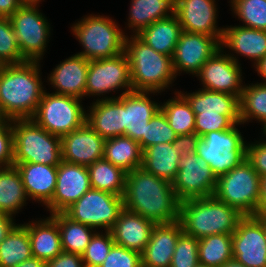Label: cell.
<instances>
[{"instance_id":"obj_27","label":"cell","mask_w":266,"mask_h":267,"mask_svg":"<svg viewBox=\"0 0 266 267\" xmlns=\"http://www.w3.org/2000/svg\"><path fill=\"white\" fill-rule=\"evenodd\" d=\"M23 225L28 230L34 257L47 262L63 252L58 223L51 215Z\"/></svg>"},{"instance_id":"obj_16","label":"cell","mask_w":266,"mask_h":267,"mask_svg":"<svg viewBox=\"0 0 266 267\" xmlns=\"http://www.w3.org/2000/svg\"><path fill=\"white\" fill-rule=\"evenodd\" d=\"M233 258L246 267H266V233L256 216H244L232 234Z\"/></svg>"},{"instance_id":"obj_28","label":"cell","mask_w":266,"mask_h":267,"mask_svg":"<svg viewBox=\"0 0 266 267\" xmlns=\"http://www.w3.org/2000/svg\"><path fill=\"white\" fill-rule=\"evenodd\" d=\"M180 93L190 103L195 116L240 115V98L236 95L202 88L192 93Z\"/></svg>"},{"instance_id":"obj_15","label":"cell","mask_w":266,"mask_h":267,"mask_svg":"<svg viewBox=\"0 0 266 267\" xmlns=\"http://www.w3.org/2000/svg\"><path fill=\"white\" fill-rule=\"evenodd\" d=\"M222 38L182 31L172 57L176 76L182 71L196 76L203 64L221 49Z\"/></svg>"},{"instance_id":"obj_32","label":"cell","mask_w":266,"mask_h":267,"mask_svg":"<svg viewBox=\"0 0 266 267\" xmlns=\"http://www.w3.org/2000/svg\"><path fill=\"white\" fill-rule=\"evenodd\" d=\"M27 200L29 199L17 168L14 165L0 167V213L13 217L26 206Z\"/></svg>"},{"instance_id":"obj_18","label":"cell","mask_w":266,"mask_h":267,"mask_svg":"<svg viewBox=\"0 0 266 267\" xmlns=\"http://www.w3.org/2000/svg\"><path fill=\"white\" fill-rule=\"evenodd\" d=\"M218 8L215 0H176L175 15L183 31L223 37L218 27Z\"/></svg>"},{"instance_id":"obj_36","label":"cell","mask_w":266,"mask_h":267,"mask_svg":"<svg viewBox=\"0 0 266 267\" xmlns=\"http://www.w3.org/2000/svg\"><path fill=\"white\" fill-rule=\"evenodd\" d=\"M32 256L28 230L17 224L0 243V267H14Z\"/></svg>"},{"instance_id":"obj_44","label":"cell","mask_w":266,"mask_h":267,"mask_svg":"<svg viewBox=\"0 0 266 267\" xmlns=\"http://www.w3.org/2000/svg\"><path fill=\"white\" fill-rule=\"evenodd\" d=\"M199 240L184 232L179 235L170 267H196L198 257Z\"/></svg>"},{"instance_id":"obj_21","label":"cell","mask_w":266,"mask_h":267,"mask_svg":"<svg viewBox=\"0 0 266 267\" xmlns=\"http://www.w3.org/2000/svg\"><path fill=\"white\" fill-rule=\"evenodd\" d=\"M89 60L78 54L60 62L48 75L53 93L84 99Z\"/></svg>"},{"instance_id":"obj_25","label":"cell","mask_w":266,"mask_h":267,"mask_svg":"<svg viewBox=\"0 0 266 267\" xmlns=\"http://www.w3.org/2000/svg\"><path fill=\"white\" fill-rule=\"evenodd\" d=\"M20 173L26 195L46 206L52 199L57 180V166L44 164H14Z\"/></svg>"},{"instance_id":"obj_47","label":"cell","mask_w":266,"mask_h":267,"mask_svg":"<svg viewBox=\"0 0 266 267\" xmlns=\"http://www.w3.org/2000/svg\"><path fill=\"white\" fill-rule=\"evenodd\" d=\"M13 120L0 115V167L13 166Z\"/></svg>"},{"instance_id":"obj_41","label":"cell","mask_w":266,"mask_h":267,"mask_svg":"<svg viewBox=\"0 0 266 267\" xmlns=\"http://www.w3.org/2000/svg\"><path fill=\"white\" fill-rule=\"evenodd\" d=\"M23 62L26 60L22 57L10 19L0 17V64L11 65Z\"/></svg>"},{"instance_id":"obj_48","label":"cell","mask_w":266,"mask_h":267,"mask_svg":"<svg viewBox=\"0 0 266 267\" xmlns=\"http://www.w3.org/2000/svg\"><path fill=\"white\" fill-rule=\"evenodd\" d=\"M262 137L266 135L262 133ZM246 144V160L252 165L260 177L266 176V140Z\"/></svg>"},{"instance_id":"obj_59","label":"cell","mask_w":266,"mask_h":267,"mask_svg":"<svg viewBox=\"0 0 266 267\" xmlns=\"http://www.w3.org/2000/svg\"><path fill=\"white\" fill-rule=\"evenodd\" d=\"M196 267H209V266L201 264V263H198Z\"/></svg>"},{"instance_id":"obj_53","label":"cell","mask_w":266,"mask_h":267,"mask_svg":"<svg viewBox=\"0 0 266 267\" xmlns=\"http://www.w3.org/2000/svg\"><path fill=\"white\" fill-rule=\"evenodd\" d=\"M256 213H266V176L261 177L260 203Z\"/></svg>"},{"instance_id":"obj_56","label":"cell","mask_w":266,"mask_h":267,"mask_svg":"<svg viewBox=\"0 0 266 267\" xmlns=\"http://www.w3.org/2000/svg\"><path fill=\"white\" fill-rule=\"evenodd\" d=\"M221 267H246V266L238 262L236 259L232 258L231 260L224 263Z\"/></svg>"},{"instance_id":"obj_54","label":"cell","mask_w":266,"mask_h":267,"mask_svg":"<svg viewBox=\"0 0 266 267\" xmlns=\"http://www.w3.org/2000/svg\"><path fill=\"white\" fill-rule=\"evenodd\" d=\"M14 267H46V262L32 256Z\"/></svg>"},{"instance_id":"obj_39","label":"cell","mask_w":266,"mask_h":267,"mask_svg":"<svg viewBox=\"0 0 266 267\" xmlns=\"http://www.w3.org/2000/svg\"><path fill=\"white\" fill-rule=\"evenodd\" d=\"M240 119L241 124L255 119L266 129V84L251 83L244 85L240 97ZM257 119V120H256Z\"/></svg>"},{"instance_id":"obj_13","label":"cell","mask_w":266,"mask_h":267,"mask_svg":"<svg viewBox=\"0 0 266 267\" xmlns=\"http://www.w3.org/2000/svg\"><path fill=\"white\" fill-rule=\"evenodd\" d=\"M217 179L208 163L192 152L181 156L178 172L171 183L178 199L183 201L213 196Z\"/></svg>"},{"instance_id":"obj_49","label":"cell","mask_w":266,"mask_h":267,"mask_svg":"<svg viewBox=\"0 0 266 267\" xmlns=\"http://www.w3.org/2000/svg\"><path fill=\"white\" fill-rule=\"evenodd\" d=\"M46 267H85L79 254L61 252L54 259L46 262Z\"/></svg>"},{"instance_id":"obj_35","label":"cell","mask_w":266,"mask_h":267,"mask_svg":"<svg viewBox=\"0 0 266 267\" xmlns=\"http://www.w3.org/2000/svg\"><path fill=\"white\" fill-rule=\"evenodd\" d=\"M91 188L123 197L126 172L101 158L87 166Z\"/></svg>"},{"instance_id":"obj_52","label":"cell","mask_w":266,"mask_h":267,"mask_svg":"<svg viewBox=\"0 0 266 267\" xmlns=\"http://www.w3.org/2000/svg\"><path fill=\"white\" fill-rule=\"evenodd\" d=\"M23 4L21 0H0V17L9 18Z\"/></svg>"},{"instance_id":"obj_42","label":"cell","mask_w":266,"mask_h":267,"mask_svg":"<svg viewBox=\"0 0 266 267\" xmlns=\"http://www.w3.org/2000/svg\"><path fill=\"white\" fill-rule=\"evenodd\" d=\"M177 134L170 127L165 114L160 109L148 122L143 135V151L158 143H172Z\"/></svg>"},{"instance_id":"obj_45","label":"cell","mask_w":266,"mask_h":267,"mask_svg":"<svg viewBox=\"0 0 266 267\" xmlns=\"http://www.w3.org/2000/svg\"><path fill=\"white\" fill-rule=\"evenodd\" d=\"M241 123L240 115L195 116V134L199 137L212 131H223Z\"/></svg>"},{"instance_id":"obj_11","label":"cell","mask_w":266,"mask_h":267,"mask_svg":"<svg viewBox=\"0 0 266 267\" xmlns=\"http://www.w3.org/2000/svg\"><path fill=\"white\" fill-rule=\"evenodd\" d=\"M123 210V197L91 188L63 213L95 230L102 228L110 231Z\"/></svg>"},{"instance_id":"obj_5","label":"cell","mask_w":266,"mask_h":267,"mask_svg":"<svg viewBox=\"0 0 266 267\" xmlns=\"http://www.w3.org/2000/svg\"><path fill=\"white\" fill-rule=\"evenodd\" d=\"M13 165L20 163L58 166L62 161L61 138L50 134L32 119H14Z\"/></svg>"},{"instance_id":"obj_3","label":"cell","mask_w":266,"mask_h":267,"mask_svg":"<svg viewBox=\"0 0 266 267\" xmlns=\"http://www.w3.org/2000/svg\"><path fill=\"white\" fill-rule=\"evenodd\" d=\"M244 217L214 195L180 202L179 221L184 233L197 239L214 234H233Z\"/></svg>"},{"instance_id":"obj_51","label":"cell","mask_w":266,"mask_h":267,"mask_svg":"<svg viewBox=\"0 0 266 267\" xmlns=\"http://www.w3.org/2000/svg\"><path fill=\"white\" fill-rule=\"evenodd\" d=\"M15 219L8 214L0 213V243L8 236L12 229L17 225Z\"/></svg>"},{"instance_id":"obj_9","label":"cell","mask_w":266,"mask_h":267,"mask_svg":"<svg viewBox=\"0 0 266 267\" xmlns=\"http://www.w3.org/2000/svg\"><path fill=\"white\" fill-rule=\"evenodd\" d=\"M81 101L45 90L31 119L50 134L62 138L86 122L87 112Z\"/></svg>"},{"instance_id":"obj_50","label":"cell","mask_w":266,"mask_h":267,"mask_svg":"<svg viewBox=\"0 0 266 267\" xmlns=\"http://www.w3.org/2000/svg\"><path fill=\"white\" fill-rule=\"evenodd\" d=\"M199 136L195 133L177 135L176 139L172 142L174 148H176L180 154L185 155L188 153L196 152L197 142Z\"/></svg>"},{"instance_id":"obj_31","label":"cell","mask_w":266,"mask_h":267,"mask_svg":"<svg viewBox=\"0 0 266 267\" xmlns=\"http://www.w3.org/2000/svg\"><path fill=\"white\" fill-rule=\"evenodd\" d=\"M128 27L137 35L157 20L175 15L176 0H131Z\"/></svg>"},{"instance_id":"obj_24","label":"cell","mask_w":266,"mask_h":267,"mask_svg":"<svg viewBox=\"0 0 266 267\" xmlns=\"http://www.w3.org/2000/svg\"><path fill=\"white\" fill-rule=\"evenodd\" d=\"M154 225L153 221L124 209L110 232L116 245L142 253Z\"/></svg>"},{"instance_id":"obj_37","label":"cell","mask_w":266,"mask_h":267,"mask_svg":"<svg viewBox=\"0 0 266 267\" xmlns=\"http://www.w3.org/2000/svg\"><path fill=\"white\" fill-rule=\"evenodd\" d=\"M174 93L176 95L174 98L168 99L163 104L160 103V109L177 135L193 134L195 133V113L179 91Z\"/></svg>"},{"instance_id":"obj_43","label":"cell","mask_w":266,"mask_h":267,"mask_svg":"<svg viewBox=\"0 0 266 267\" xmlns=\"http://www.w3.org/2000/svg\"><path fill=\"white\" fill-rule=\"evenodd\" d=\"M96 232L81 255L85 267H99L115 244L110 231Z\"/></svg>"},{"instance_id":"obj_14","label":"cell","mask_w":266,"mask_h":267,"mask_svg":"<svg viewBox=\"0 0 266 267\" xmlns=\"http://www.w3.org/2000/svg\"><path fill=\"white\" fill-rule=\"evenodd\" d=\"M240 66L239 60L233 53L226 54L221 48L203 64L196 77L201 80L202 89L236 95L240 98L244 87Z\"/></svg>"},{"instance_id":"obj_58","label":"cell","mask_w":266,"mask_h":267,"mask_svg":"<svg viewBox=\"0 0 266 267\" xmlns=\"http://www.w3.org/2000/svg\"><path fill=\"white\" fill-rule=\"evenodd\" d=\"M23 3H40L42 0H21ZM44 1V0H43Z\"/></svg>"},{"instance_id":"obj_10","label":"cell","mask_w":266,"mask_h":267,"mask_svg":"<svg viewBox=\"0 0 266 267\" xmlns=\"http://www.w3.org/2000/svg\"><path fill=\"white\" fill-rule=\"evenodd\" d=\"M38 6V3H24L9 17L26 61L43 59L51 35L50 23Z\"/></svg>"},{"instance_id":"obj_20","label":"cell","mask_w":266,"mask_h":267,"mask_svg":"<svg viewBox=\"0 0 266 267\" xmlns=\"http://www.w3.org/2000/svg\"><path fill=\"white\" fill-rule=\"evenodd\" d=\"M159 92L132 91L124 94V136L138 141L143 150V135L150 119L160 110V104L150 94Z\"/></svg>"},{"instance_id":"obj_26","label":"cell","mask_w":266,"mask_h":267,"mask_svg":"<svg viewBox=\"0 0 266 267\" xmlns=\"http://www.w3.org/2000/svg\"><path fill=\"white\" fill-rule=\"evenodd\" d=\"M221 48L251 59L254 66L266 56V31L241 25L224 26Z\"/></svg>"},{"instance_id":"obj_46","label":"cell","mask_w":266,"mask_h":267,"mask_svg":"<svg viewBox=\"0 0 266 267\" xmlns=\"http://www.w3.org/2000/svg\"><path fill=\"white\" fill-rule=\"evenodd\" d=\"M99 267H142L141 253L114 244Z\"/></svg>"},{"instance_id":"obj_30","label":"cell","mask_w":266,"mask_h":267,"mask_svg":"<svg viewBox=\"0 0 266 267\" xmlns=\"http://www.w3.org/2000/svg\"><path fill=\"white\" fill-rule=\"evenodd\" d=\"M181 156L172 143H158L143 151L141 167L150 174L172 182L178 172Z\"/></svg>"},{"instance_id":"obj_57","label":"cell","mask_w":266,"mask_h":267,"mask_svg":"<svg viewBox=\"0 0 266 267\" xmlns=\"http://www.w3.org/2000/svg\"><path fill=\"white\" fill-rule=\"evenodd\" d=\"M255 216L262 222L266 233V213H256Z\"/></svg>"},{"instance_id":"obj_17","label":"cell","mask_w":266,"mask_h":267,"mask_svg":"<svg viewBox=\"0 0 266 267\" xmlns=\"http://www.w3.org/2000/svg\"><path fill=\"white\" fill-rule=\"evenodd\" d=\"M90 189L87 166L61 161L57 166L56 189L46 208L50 215L63 212Z\"/></svg>"},{"instance_id":"obj_6","label":"cell","mask_w":266,"mask_h":267,"mask_svg":"<svg viewBox=\"0 0 266 267\" xmlns=\"http://www.w3.org/2000/svg\"><path fill=\"white\" fill-rule=\"evenodd\" d=\"M71 28L83 48L77 54L87 60L111 58L124 52L127 35L109 16L86 15Z\"/></svg>"},{"instance_id":"obj_33","label":"cell","mask_w":266,"mask_h":267,"mask_svg":"<svg viewBox=\"0 0 266 267\" xmlns=\"http://www.w3.org/2000/svg\"><path fill=\"white\" fill-rule=\"evenodd\" d=\"M104 158L127 173L141 167L143 150L130 137H112L105 141Z\"/></svg>"},{"instance_id":"obj_34","label":"cell","mask_w":266,"mask_h":267,"mask_svg":"<svg viewBox=\"0 0 266 267\" xmlns=\"http://www.w3.org/2000/svg\"><path fill=\"white\" fill-rule=\"evenodd\" d=\"M51 216L58 223L63 252L82 255L97 231L88 225L73 221L63 212Z\"/></svg>"},{"instance_id":"obj_1","label":"cell","mask_w":266,"mask_h":267,"mask_svg":"<svg viewBox=\"0 0 266 267\" xmlns=\"http://www.w3.org/2000/svg\"><path fill=\"white\" fill-rule=\"evenodd\" d=\"M124 209L141 215L155 224L179 220L180 200L172 183L142 167L126 173Z\"/></svg>"},{"instance_id":"obj_8","label":"cell","mask_w":266,"mask_h":267,"mask_svg":"<svg viewBox=\"0 0 266 267\" xmlns=\"http://www.w3.org/2000/svg\"><path fill=\"white\" fill-rule=\"evenodd\" d=\"M241 123L223 131H212L200 137L196 153L203 158L216 177L228 173L246 159V142L240 130Z\"/></svg>"},{"instance_id":"obj_23","label":"cell","mask_w":266,"mask_h":267,"mask_svg":"<svg viewBox=\"0 0 266 267\" xmlns=\"http://www.w3.org/2000/svg\"><path fill=\"white\" fill-rule=\"evenodd\" d=\"M86 122L103 138L124 136V94L90 104Z\"/></svg>"},{"instance_id":"obj_12","label":"cell","mask_w":266,"mask_h":267,"mask_svg":"<svg viewBox=\"0 0 266 267\" xmlns=\"http://www.w3.org/2000/svg\"><path fill=\"white\" fill-rule=\"evenodd\" d=\"M118 89L125 90L121 95L133 91L126 53L122 52L111 58L89 60L85 97H101L102 95L100 100L113 99L117 96L103 97V95L109 94L111 91H120Z\"/></svg>"},{"instance_id":"obj_22","label":"cell","mask_w":266,"mask_h":267,"mask_svg":"<svg viewBox=\"0 0 266 267\" xmlns=\"http://www.w3.org/2000/svg\"><path fill=\"white\" fill-rule=\"evenodd\" d=\"M183 232L179 220L155 224L148 244L141 253L142 267H170L172 256Z\"/></svg>"},{"instance_id":"obj_55","label":"cell","mask_w":266,"mask_h":267,"mask_svg":"<svg viewBox=\"0 0 266 267\" xmlns=\"http://www.w3.org/2000/svg\"><path fill=\"white\" fill-rule=\"evenodd\" d=\"M255 71H257V74L260 75V77L263 79V82L266 84V56L261 59L257 64L254 65Z\"/></svg>"},{"instance_id":"obj_38","label":"cell","mask_w":266,"mask_h":267,"mask_svg":"<svg viewBox=\"0 0 266 267\" xmlns=\"http://www.w3.org/2000/svg\"><path fill=\"white\" fill-rule=\"evenodd\" d=\"M198 240L199 263L221 267L233 258L231 234H214Z\"/></svg>"},{"instance_id":"obj_29","label":"cell","mask_w":266,"mask_h":267,"mask_svg":"<svg viewBox=\"0 0 266 267\" xmlns=\"http://www.w3.org/2000/svg\"><path fill=\"white\" fill-rule=\"evenodd\" d=\"M182 31L177 16L173 15L155 21L142 29L137 36L156 52L173 57Z\"/></svg>"},{"instance_id":"obj_7","label":"cell","mask_w":266,"mask_h":267,"mask_svg":"<svg viewBox=\"0 0 266 267\" xmlns=\"http://www.w3.org/2000/svg\"><path fill=\"white\" fill-rule=\"evenodd\" d=\"M261 177L245 159L217 179L214 196L244 216H255L260 203Z\"/></svg>"},{"instance_id":"obj_2","label":"cell","mask_w":266,"mask_h":267,"mask_svg":"<svg viewBox=\"0 0 266 267\" xmlns=\"http://www.w3.org/2000/svg\"><path fill=\"white\" fill-rule=\"evenodd\" d=\"M39 61L0 67V115L9 119H31L43 92Z\"/></svg>"},{"instance_id":"obj_19","label":"cell","mask_w":266,"mask_h":267,"mask_svg":"<svg viewBox=\"0 0 266 267\" xmlns=\"http://www.w3.org/2000/svg\"><path fill=\"white\" fill-rule=\"evenodd\" d=\"M106 139L87 122L61 138L62 161L89 166L104 158Z\"/></svg>"},{"instance_id":"obj_40","label":"cell","mask_w":266,"mask_h":267,"mask_svg":"<svg viewBox=\"0 0 266 267\" xmlns=\"http://www.w3.org/2000/svg\"><path fill=\"white\" fill-rule=\"evenodd\" d=\"M232 12L242 26L266 31V0H230Z\"/></svg>"},{"instance_id":"obj_4","label":"cell","mask_w":266,"mask_h":267,"mask_svg":"<svg viewBox=\"0 0 266 267\" xmlns=\"http://www.w3.org/2000/svg\"><path fill=\"white\" fill-rule=\"evenodd\" d=\"M126 36L124 52L129 61L133 91L163 92L176 74L172 57L156 52L137 35Z\"/></svg>"}]
</instances>
